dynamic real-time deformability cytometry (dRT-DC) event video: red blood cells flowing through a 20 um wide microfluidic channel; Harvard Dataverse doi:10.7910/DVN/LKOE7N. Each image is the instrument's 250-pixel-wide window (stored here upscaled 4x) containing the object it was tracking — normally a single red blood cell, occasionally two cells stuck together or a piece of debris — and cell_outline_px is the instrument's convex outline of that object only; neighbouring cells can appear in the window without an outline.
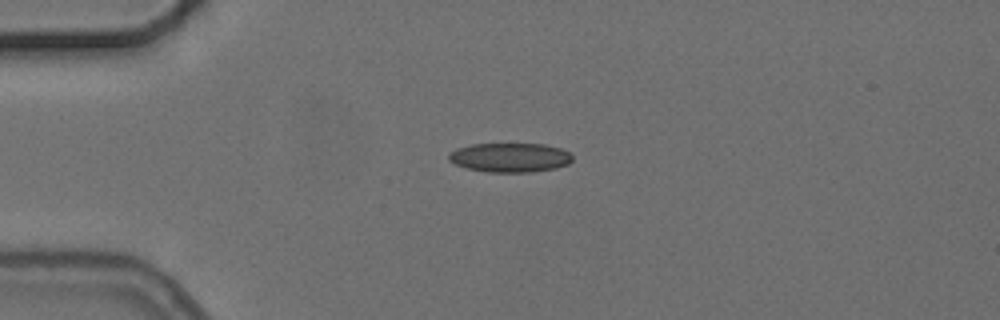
{"species": "common noctule bat (a hibernating species)", "species_latin": "Nyctalus noctula", "temperature_condition": "cold", "stored_images_in_passage": 2, "camera_frame_rate_fps": 3000, "um_per_image_px": 0.085, "animal": {"sex": "female", "body_mass_g": 24.6, "forearm_length_mm": 56.2}, "frame": {"image": 1, "passage_image": 1, "time_ms": 0.0, "image_size_px": [1000, 320], "cell_outline_px": [[572, 160], [568, 164], [556, 168], [532, 172], [488, 172], [468, 168], [456, 164], [448, 160], [448, 152], [456, 148], [472, 144], [544, 144], [560, 148], [568, 152], [572, 156]], "centroid_in_image_um": [43.33, 13.39], "position_along_channel_um": 41.7, "area_um2": 21.1}}